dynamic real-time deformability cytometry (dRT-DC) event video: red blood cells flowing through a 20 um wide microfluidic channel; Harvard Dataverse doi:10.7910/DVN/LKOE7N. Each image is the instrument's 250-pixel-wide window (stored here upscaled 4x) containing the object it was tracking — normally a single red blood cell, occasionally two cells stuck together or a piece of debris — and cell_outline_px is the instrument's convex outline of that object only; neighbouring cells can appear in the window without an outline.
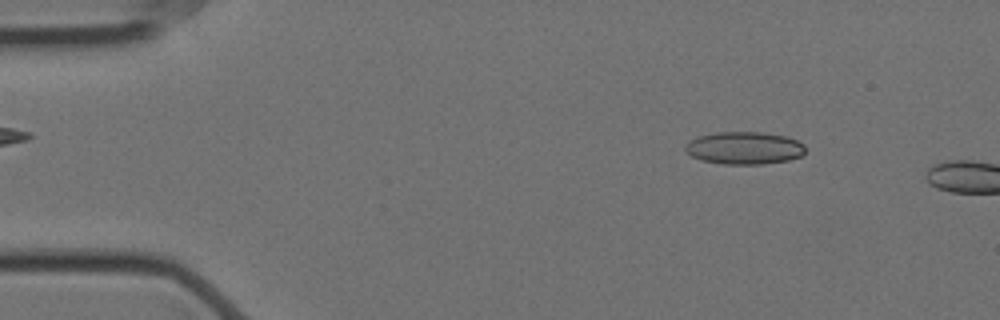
{"species": "Egyptian fruit bat (a non-hibernating species)", "species_latin": "Rousettus aegyptiacus", "temperature_condition": "cold", "stored_images_in_passage": 10, "camera_frame_rate_fps": 3000, "um_per_image_px": 0.085, "animal": {"sex": "female"}, "frame": {"image": 1, "passage_image": 7, "time_ms": 2.0, "image_size_px": [1000, 320], "cell_outline_px": [[804, 152], [800, 156], [788, 160], [764, 164], [724, 164], [700, 160], [692, 156], [684, 148], [684, 144], [688, 140], [700, 136], [716, 132], [764, 132], [788, 136], [804, 144]], "centroid_in_image_um": [63.25, 12.57], "position_along_channel_um": 21.7, "area_um2": 22.89}}